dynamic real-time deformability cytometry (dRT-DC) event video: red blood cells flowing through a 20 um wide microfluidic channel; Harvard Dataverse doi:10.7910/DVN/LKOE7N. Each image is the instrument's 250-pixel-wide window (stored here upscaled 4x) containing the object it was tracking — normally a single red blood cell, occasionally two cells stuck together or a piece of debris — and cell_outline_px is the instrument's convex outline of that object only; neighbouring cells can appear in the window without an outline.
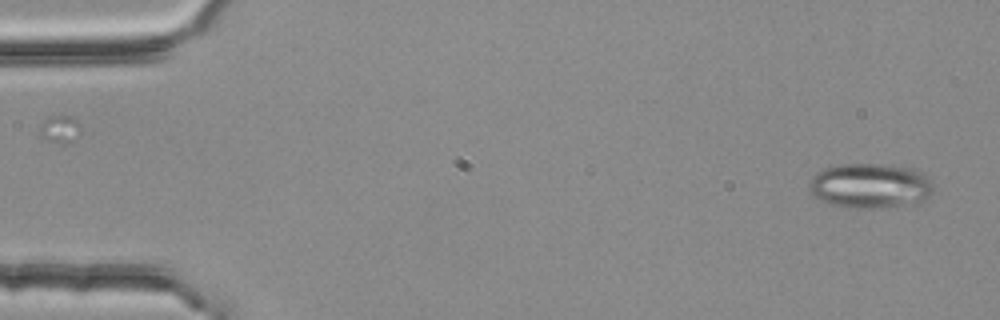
{"species": "common noctule bat (a hibernating species)", "species_latin": "Nyctalus noctula", "temperature_condition": "room temperature", "stored_images_in_passage": 3, "camera_frame_rate_fps": 3000, "um_per_image_px": 0.085, "animal": {"sex": "female", "body_mass_g": 25.1}, "frame": {"image": 1, "passage_image": 1, "time_ms": 0.0, "image_size_px": [1000, 320], "cell_outline_px": [[932, 192], [928, 196], [920, 200], [880, 208], [852, 208], [832, 204], [820, 200], [812, 196], [808, 192], [808, 184], [812, 176], [816, 172], [824, 168], [840, 164], [880, 164], [908, 168], [920, 172], [932, 180]], "centroid_in_image_um": [73.86, 15.78], "position_along_channel_um": 11.1, "area_um2": 32.19}}